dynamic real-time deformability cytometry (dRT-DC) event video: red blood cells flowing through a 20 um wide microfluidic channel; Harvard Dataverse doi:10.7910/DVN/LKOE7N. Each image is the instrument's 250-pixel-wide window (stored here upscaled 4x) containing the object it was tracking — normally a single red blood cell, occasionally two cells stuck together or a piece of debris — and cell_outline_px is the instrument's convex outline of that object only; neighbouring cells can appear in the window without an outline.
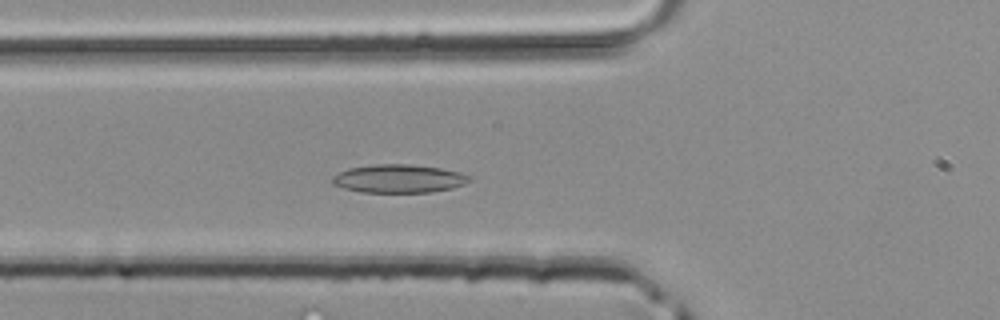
{"species": "common noctule bat (a hibernating species)", "species_latin": "Nyctalus noctula", "temperature_condition": "room temperature", "stored_images_in_passage": 43, "segment_of_instrument_passage": [1, 2], "camera_frame_rate_fps": 3000, "um_per_image_px": 0.085, "animal": {"sex": "male", "body_mass_g": 20.4}, "frame": {"image": 1, "passage_image": 14, "time_ms": 4.333, "image_size_px": [1000, 320], "cell_outline_px": [[472, 180], [464, 184], [452, 188], [432, 192], [364, 192], [344, 188], [332, 184], [332, 176], [348, 168], [376, 164], [408, 164], [440, 168], [460, 172], [472, 176]], "centroid_in_image_um": [33.92, 15.18], "position_along_channel_um": 91.9, "area_um2": 22.6}}
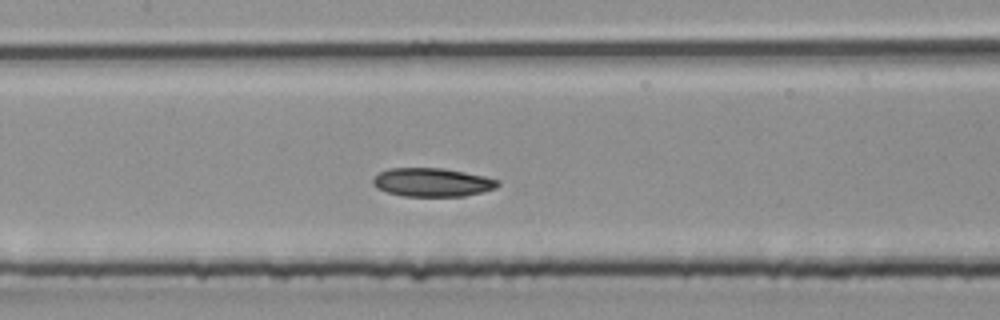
{"frame": {"image": 2, "passage_image": 19, "time_ms": 6.0, "image_size_px": [1000, 320], "cell_outline_px": [[500, 184], [496, 188], [464, 196], [404, 196], [388, 192], [376, 188], [372, 184], [372, 180], [380, 172], [388, 168], [444, 168], [484, 176], [500, 180]], "centroid_in_image_um": [36.74, 15.49], "position_along_channel_um": 170.7, "area_um2": 20.75}}
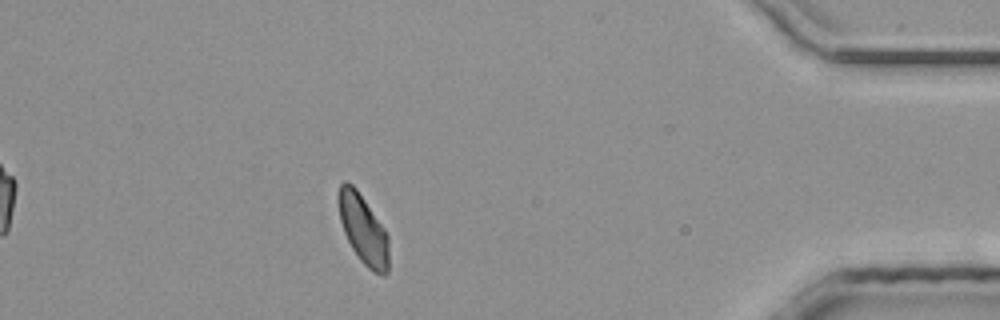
{"frame": {"image": 3, "passage_image": 37, "time_ms": 12.0, "image_size_px": [1000, 320], "cell_outline_px": [[388, 272], [384, 276], [380, 276], [372, 272], [360, 260], [352, 248], [344, 232], [340, 220], [336, 200], [336, 196], [340, 184], [344, 180], [352, 184], [356, 188], [384, 228], [388, 236]], "centroid_in_image_um": [30.85, 19.49], "position_along_channel_um": 404.4, "area_um2": 20.52}}